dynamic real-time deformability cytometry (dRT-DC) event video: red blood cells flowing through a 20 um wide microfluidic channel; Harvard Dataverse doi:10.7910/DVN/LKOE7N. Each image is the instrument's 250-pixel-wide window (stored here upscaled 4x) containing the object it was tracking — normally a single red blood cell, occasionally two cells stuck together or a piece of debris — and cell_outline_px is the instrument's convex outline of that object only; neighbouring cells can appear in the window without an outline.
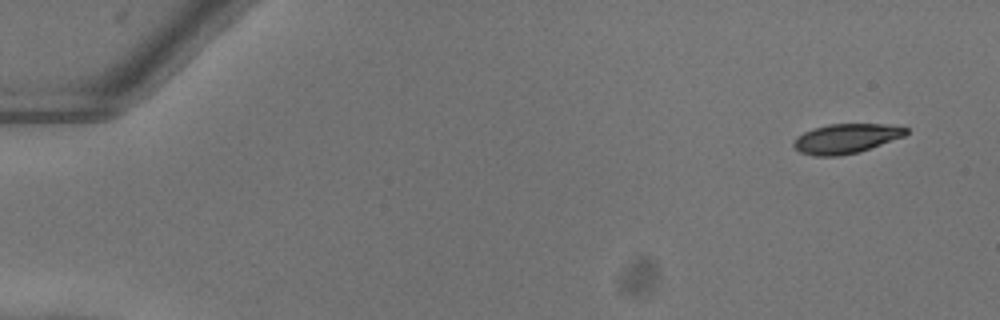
{"species": "common noctule bat (a hibernating species)", "species_latin": "Nyctalus noctula", "temperature_condition": "warm", "stored_images_in_passage": 50, "camera_frame_rate_fps": 3000, "um_per_image_px": 0.085, "animal": {"sex": "female"}, "frame": {"image": 1, "passage_image": 1, "time_ms": 0.0, "image_size_px": [1000, 320], "cell_outline_px": [[908, 132], [904, 136], [860, 152], [836, 156], [816, 156], [800, 152], [792, 144], [796, 136], [804, 132], [828, 124], [884, 124], [908, 128]], "centroid_in_image_um": [71.91, 11.78], "position_along_channel_um": 13.1, "area_um2": 19.25}}
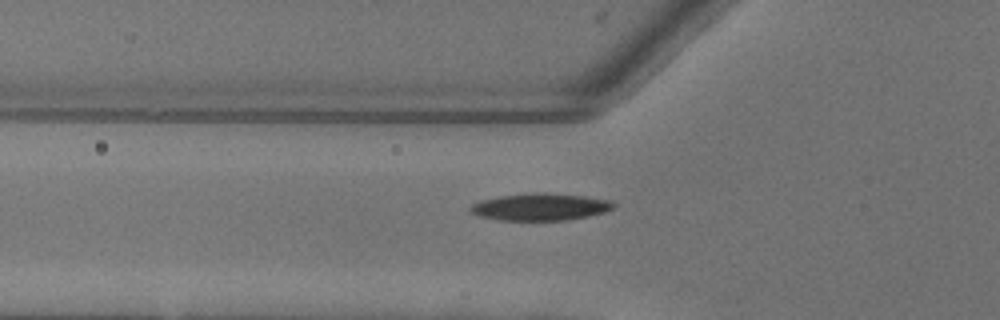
{"frame": {"image": 2, "passage_image": 17, "time_ms": 5.333, "image_size_px": [1000, 320], "cell_outline_px": [[616, 208], [604, 212], [588, 216], [564, 220], [500, 220], [480, 216], [468, 212], [468, 208], [472, 204], [480, 200], [500, 196], [544, 192], [584, 196], [608, 200], [616, 204]], "centroid_in_image_um": [45.91, 17.59], "position_along_channel_um": 79.9, "area_um2": 22.54}}
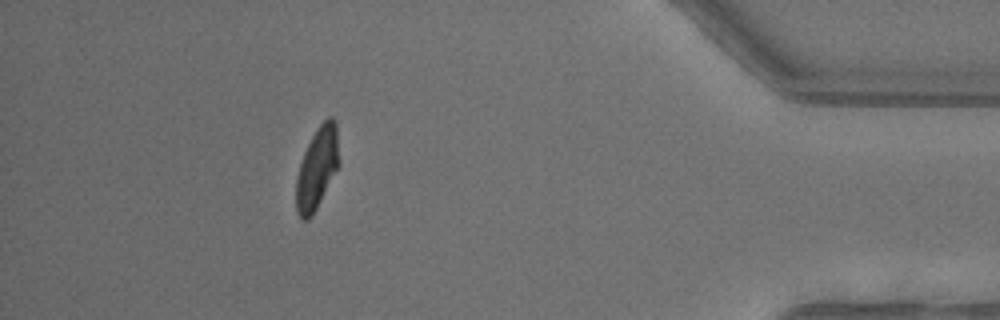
{"frame": {"image": 3, "passage_image": 45, "time_ms": 14.667, "image_size_px": [1000, 320], "cell_outline_px": [[340, 164], [312, 216], [308, 220], [304, 220], [296, 212], [296, 180], [300, 164], [304, 152], [316, 128], [328, 116], [332, 116], [336, 120], [340, 160]], "centroid_in_image_um": [26.97, 14.26], "position_along_channel_um": 408.2, "area_um2": 20.52}, "authors_computed_cell_mechanics": {"area_um2": 21.1548, "velocity_mm_per_s": 4.0262, "shape_relaxation_time_tau1_ms": 3.2285, "shape_relaxation_time_tau2_ms": 3.5478, "deformation_change_tau1": 0.1585, "deformation_change_tau2": 0.0917}}